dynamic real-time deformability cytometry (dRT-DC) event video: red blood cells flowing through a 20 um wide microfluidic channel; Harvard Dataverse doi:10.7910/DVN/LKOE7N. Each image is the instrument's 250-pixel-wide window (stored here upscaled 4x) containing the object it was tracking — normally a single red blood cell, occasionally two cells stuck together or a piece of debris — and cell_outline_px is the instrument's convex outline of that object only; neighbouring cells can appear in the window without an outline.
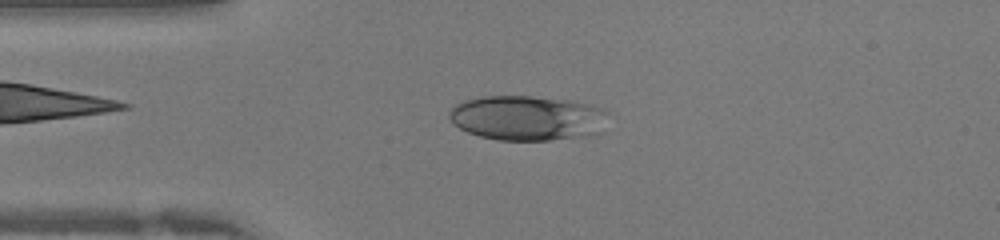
{"species": "human", "species_latin": "Homo sapiens", "temperature_condition": "warm", "stored_images_in_passage": 34, "camera_frame_rate_fps": 3000, "um_per_image_px": 0.085, "donor": {"sex": "female"}, "frame": {"image": 1, "passage_image": 2, "time_ms": 0.333, "image_size_px": [1000, 240], "cell_outline_px": [[608, 112], [604, 132], [596, 136], [552, 140], [496, 140], [480, 136], [468, 132], [452, 124], [448, 116], [448, 112], [456, 104], [464, 100], [484, 96], [532, 96], [568, 100], [600, 108]], "centroid_in_image_um": [44.86, 10.05], "position_along_channel_um": 40.1, "area_um2": 42.14}}
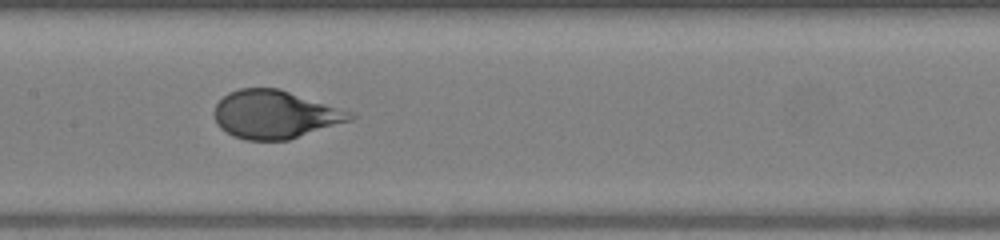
{"frame": {"image": 2, "passage_image": 12, "time_ms": 3.667, "image_size_px": [1000, 240], "cell_outline_px": [[356, 116], [352, 120], [288, 140], [244, 140], [232, 136], [220, 128], [216, 124], [212, 112], [216, 104], [228, 92], [240, 88], [280, 88], [356, 112]], "centroid_in_image_um": [23.39, 9.72], "position_along_channel_um": 184.0, "area_um2": 38.73}}
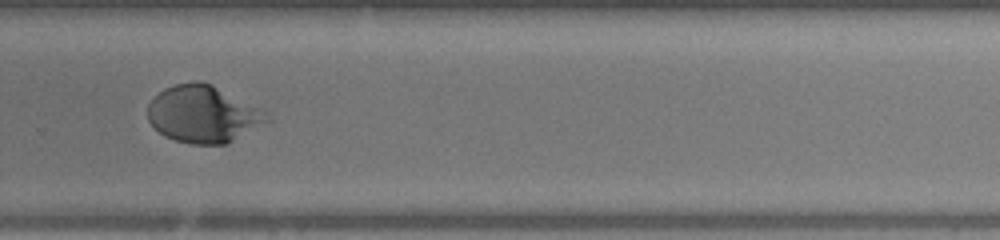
{"frame": {"image": 3, "passage_image": 20, "time_ms": 6.333, "image_size_px": [1000, 240], "cell_outline_px": [[272, 120], [228, 144], [192, 144], [176, 140], [164, 136], [148, 120], [148, 104], [164, 88], [176, 84], [196, 80], [200, 80], [212, 84], [264, 108], [268, 112]], "centroid_in_image_um": [17.35, 9.69], "position_along_channel_um": 312.5, "area_um2": 40.17}}